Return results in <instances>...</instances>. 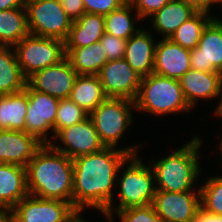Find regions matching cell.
Instances as JSON below:
<instances>
[{
	"mask_svg": "<svg viewBox=\"0 0 222 222\" xmlns=\"http://www.w3.org/2000/svg\"><path fill=\"white\" fill-rule=\"evenodd\" d=\"M140 148L141 143L119 149L104 147L98 152L74 158L72 206L82 214L87 207L104 213L115 199L120 166L130 155H137Z\"/></svg>",
	"mask_w": 222,
	"mask_h": 222,
	"instance_id": "obj_1",
	"label": "cell"
},
{
	"mask_svg": "<svg viewBox=\"0 0 222 222\" xmlns=\"http://www.w3.org/2000/svg\"><path fill=\"white\" fill-rule=\"evenodd\" d=\"M29 195L69 202L73 195V160L43 144L26 167Z\"/></svg>",
	"mask_w": 222,
	"mask_h": 222,
	"instance_id": "obj_2",
	"label": "cell"
},
{
	"mask_svg": "<svg viewBox=\"0 0 222 222\" xmlns=\"http://www.w3.org/2000/svg\"><path fill=\"white\" fill-rule=\"evenodd\" d=\"M200 137L194 135L171 154L148 162L155 175L156 190L167 192L200 190L195 186L203 169L199 165L201 155H198L203 143Z\"/></svg>",
	"mask_w": 222,
	"mask_h": 222,
	"instance_id": "obj_3",
	"label": "cell"
},
{
	"mask_svg": "<svg viewBox=\"0 0 222 222\" xmlns=\"http://www.w3.org/2000/svg\"><path fill=\"white\" fill-rule=\"evenodd\" d=\"M116 189L118 191L114 197L117 196L119 202L113 200L104 212L111 219L120 210L152 204L156 187L155 175L150 164L146 165L138 154L130 155L119 168Z\"/></svg>",
	"mask_w": 222,
	"mask_h": 222,
	"instance_id": "obj_4",
	"label": "cell"
},
{
	"mask_svg": "<svg viewBox=\"0 0 222 222\" xmlns=\"http://www.w3.org/2000/svg\"><path fill=\"white\" fill-rule=\"evenodd\" d=\"M135 108L149 115L166 116L190 112L179 80L151 73L141 78Z\"/></svg>",
	"mask_w": 222,
	"mask_h": 222,
	"instance_id": "obj_5",
	"label": "cell"
},
{
	"mask_svg": "<svg viewBox=\"0 0 222 222\" xmlns=\"http://www.w3.org/2000/svg\"><path fill=\"white\" fill-rule=\"evenodd\" d=\"M135 101L125 98H106L89 114L94 128L105 147L117 148L123 134L128 132L133 120Z\"/></svg>",
	"mask_w": 222,
	"mask_h": 222,
	"instance_id": "obj_6",
	"label": "cell"
},
{
	"mask_svg": "<svg viewBox=\"0 0 222 222\" xmlns=\"http://www.w3.org/2000/svg\"><path fill=\"white\" fill-rule=\"evenodd\" d=\"M14 50L27 79L36 71L55 65L66 57L64 41L30 33L14 46Z\"/></svg>",
	"mask_w": 222,
	"mask_h": 222,
	"instance_id": "obj_7",
	"label": "cell"
},
{
	"mask_svg": "<svg viewBox=\"0 0 222 222\" xmlns=\"http://www.w3.org/2000/svg\"><path fill=\"white\" fill-rule=\"evenodd\" d=\"M29 33L66 41L72 25L59 0L25 1Z\"/></svg>",
	"mask_w": 222,
	"mask_h": 222,
	"instance_id": "obj_8",
	"label": "cell"
},
{
	"mask_svg": "<svg viewBox=\"0 0 222 222\" xmlns=\"http://www.w3.org/2000/svg\"><path fill=\"white\" fill-rule=\"evenodd\" d=\"M27 95L26 133L35 137L42 144H50L60 99L36 91L28 83ZM49 132H52V136L49 135Z\"/></svg>",
	"mask_w": 222,
	"mask_h": 222,
	"instance_id": "obj_9",
	"label": "cell"
},
{
	"mask_svg": "<svg viewBox=\"0 0 222 222\" xmlns=\"http://www.w3.org/2000/svg\"><path fill=\"white\" fill-rule=\"evenodd\" d=\"M17 222H69L78 211L66 201L24 197L10 211Z\"/></svg>",
	"mask_w": 222,
	"mask_h": 222,
	"instance_id": "obj_10",
	"label": "cell"
},
{
	"mask_svg": "<svg viewBox=\"0 0 222 222\" xmlns=\"http://www.w3.org/2000/svg\"><path fill=\"white\" fill-rule=\"evenodd\" d=\"M50 145L72 160L82 155L98 152L105 147L89 117L75 125L60 129L54 135Z\"/></svg>",
	"mask_w": 222,
	"mask_h": 222,
	"instance_id": "obj_11",
	"label": "cell"
},
{
	"mask_svg": "<svg viewBox=\"0 0 222 222\" xmlns=\"http://www.w3.org/2000/svg\"><path fill=\"white\" fill-rule=\"evenodd\" d=\"M152 205L163 222H193L201 210L200 190H156Z\"/></svg>",
	"mask_w": 222,
	"mask_h": 222,
	"instance_id": "obj_12",
	"label": "cell"
},
{
	"mask_svg": "<svg viewBox=\"0 0 222 222\" xmlns=\"http://www.w3.org/2000/svg\"><path fill=\"white\" fill-rule=\"evenodd\" d=\"M97 76L107 98H125L132 101L137 98L142 77L124 58L109 60Z\"/></svg>",
	"mask_w": 222,
	"mask_h": 222,
	"instance_id": "obj_13",
	"label": "cell"
},
{
	"mask_svg": "<svg viewBox=\"0 0 222 222\" xmlns=\"http://www.w3.org/2000/svg\"><path fill=\"white\" fill-rule=\"evenodd\" d=\"M191 69L222 73V17L219 15L205 27L197 47L190 50Z\"/></svg>",
	"mask_w": 222,
	"mask_h": 222,
	"instance_id": "obj_14",
	"label": "cell"
},
{
	"mask_svg": "<svg viewBox=\"0 0 222 222\" xmlns=\"http://www.w3.org/2000/svg\"><path fill=\"white\" fill-rule=\"evenodd\" d=\"M185 101L193 110L200 99H217L213 113L215 116L219 113L222 105V73L204 72L190 69L179 80ZM219 98V99H218ZM199 100V101H198Z\"/></svg>",
	"mask_w": 222,
	"mask_h": 222,
	"instance_id": "obj_15",
	"label": "cell"
},
{
	"mask_svg": "<svg viewBox=\"0 0 222 222\" xmlns=\"http://www.w3.org/2000/svg\"><path fill=\"white\" fill-rule=\"evenodd\" d=\"M76 77V71L65 57L55 65L36 71L27 83L36 91L64 99L69 98Z\"/></svg>",
	"mask_w": 222,
	"mask_h": 222,
	"instance_id": "obj_16",
	"label": "cell"
},
{
	"mask_svg": "<svg viewBox=\"0 0 222 222\" xmlns=\"http://www.w3.org/2000/svg\"><path fill=\"white\" fill-rule=\"evenodd\" d=\"M153 73L180 80L191 69L190 49L169 39L156 40Z\"/></svg>",
	"mask_w": 222,
	"mask_h": 222,
	"instance_id": "obj_17",
	"label": "cell"
},
{
	"mask_svg": "<svg viewBox=\"0 0 222 222\" xmlns=\"http://www.w3.org/2000/svg\"><path fill=\"white\" fill-rule=\"evenodd\" d=\"M42 145L25 131L0 130V163L26 168Z\"/></svg>",
	"mask_w": 222,
	"mask_h": 222,
	"instance_id": "obj_18",
	"label": "cell"
},
{
	"mask_svg": "<svg viewBox=\"0 0 222 222\" xmlns=\"http://www.w3.org/2000/svg\"><path fill=\"white\" fill-rule=\"evenodd\" d=\"M148 28L140 29L132 35L126 43L124 59L141 77L153 73L155 47L153 31Z\"/></svg>",
	"mask_w": 222,
	"mask_h": 222,
	"instance_id": "obj_19",
	"label": "cell"
},
{
	"mask_svg": "<svg viewBox=\"0 0 222 222\" xmlns=\"http://www.w3.org/2000/svg\"><path fill=\"white\" fill-rule=\"evenodd\" d=\"M29 195L26 168L0 163V212H9Z\"/></svg>",
	"mask_w": 222,
	"mask_h": 222,
	"instance_id": "obj_20",
	"label": "cell"
},
{
	"mask_svg": "<svg viewBox=\"0 0 222 222\" xmlns=\"http://www.w3.org/2000/svg\"><path fill=\"white\" fill-rule=\"evenodd\" d=\"M197 11L181 0H170L159 11L150 16L151 28L160 34L162 39H169L176 29L191 18ZM152 17V18H151Z\"/></svg>",
	"mask_w": 222,
	"mask_h": 222,
	"instance_id": "obj_21",
	"label": "cell"
},
{
	"mask_svg": "<svg viewBox=\"0 0 222 222\" xmlns=\"http://www.w3.org/2000/svg\"><path fill=\"white\" fill-rule=\"evenodd\" d=\"M104 24L103 15L84 13L72 22L65 48H80L100 41L105 33Z\"/></svg>",
	"mask_w": 222,
	"mask_h": 222,
	"instance_id": "obj_22",
	"label": "cell"
},
{
	"mask_svg": "<svg viewBox=\"0 0 222 222\" xmlns=\"http://www.w3.org/2000/svg\"><path fill=\"white\" fill-rule=\"evenodd\" d=\"M27 108V85L19 92L0 95V130L26 132Z\"/></svg>",
	"mask_w": 222,
	"mask_h": 222,
	"instance_id": "obj_23",
	"label": "cell"
},
{
	"mask_svg": "<svg viewBox=\"0 0 222 222\" xmlns=\"http://www.w3.org/2000/svg\"><path fill=\"white\" fill-rule=\"evenodd\" d=\"M65 54L77 75H97L108 62L100 41L80 48H65Z\"/></svg>",
	"mask_w": 222,
	"mask_h": 222,
	"instance_id": "obj_24",
	"label": "cell"
},
{
	"mask_svg": "<svg viewBox=\"0 0 222 222\" xmlns=\"http://www.w3.org/2000/svg\"><path fill=\"white\" fill-rule=\"evenodd\" d=\"M69 98L90 114L107 97L97 75H77Z\"/></svg>",
	"mask_w": 222,
	"mask_h": 222,
	"instance_id": "obj_25",
	"label": "cell"
},
{
	"mask_svg": "<svg viewBox=\"0 0 222 222\" xmlns=\"http://www.w3.org/2000/svg\"><path fill=\"white\" fill-rule=\"evenodd\" d=\"M26 85L27 78L19 66L14 47L0 46V95L19 92Z\"/></svg>",
	"mask_w": 222,
	"mask_h": 222,
	"instance_id": "obj_26",
	"label": "cell"
},
{
	"mask_svg": "<svg viewBox=\"0 0 222 222\" xmlns=\"http://www.w3.org/2000/svg\"><path fill=\"white\" fill-rule=\"evenodd\" d=\"M28 34L25 7L0 11V46L14 47Z\"/></svg>",
	"mask_w": 222,
	"mask_h": 222,
	"instance_id": "obj_27",
	"label": "cell"
},
{
	"mask_svg": "<svg viewBox=\"0 0 222 222\" xmlns=\"http://www.w3.org/2000/svg\"><path fill=\"white\" fill-rule=\"evenodd\" d=\"M104 18L105 33L120 39L128 40L142 28H135L138 23L136 21L141 20V18L129 1L104 16Z\"/></svg>",
	"mask_w": 222,
	"mask_h": 222,
	"instance_id": "obj_28",
	"label": "cell"
},
{
	"mask_svg": "<svg viewBox=\"0 0 222 222\" xmlns=\"http://www.w3.org/2000/svg\"><path fill=\"white\" fill-rule=\"evenodd\" d=\"M213 18L212 13L197 11L176 29L170 39L183 48L194 49L197 47L205 27Z\"/></svg>",
	"mask_w": 222,
	"mask_h": 222,
	"instance_id": "obj_29",
	"label": "cell"
},
{
	"mask_svg": "<svg viewBox=\"0 0 222 222\" xmlns=\"http://www.w3.org/2000/svg\"><path fill=\"white\" fill-rule=\"evenodd\" d=\"M201 184V210L222 216V176H211Z\"/></svg>",
	"mask_w": 222,
	"mask_h": 222,
	"instance_id": "obj_30",
	"label": "cell"
},
{
	"mask_svg": "<svg viewBox=\"0 0 222 222\" xmlns=\"http://www.w3.org/2000/svg\"><path fill=\"white\" fill-rule=\"evenodd\" d=\"M88 117L89 114L70 98L60 99L55 126L53 127V138L60 129L75 125Z\"/></svg>",
	"mask_w": 222,
	"mask_h": 222,
	"instance_id": "obj_31",
	"label": "cell"
},
{
	"mask_svg": "<svg viewBox=\"0 0 222 222\" xmlns=\"http://www.w3.org/2000/svg\"><path fill=\"white\" fill-rule=\"evenodd\" d=\"M100 214L109 222H114L117 218L119 219L118 222H163L155 212L152 204L120 210L113 219L104 213Z\"/></svg>",
	"mask_w": 222,
	"mask_h": 222,
	"instance_id": "obj_32",
	"label": "cell"
},
{
	"mask_svg": "<svg viewBox=\"0 0 222 222\" xmlns=\"http://www.w3.org/2000/svg\"><path fill=\"white\" fill-rule=\"evenodd\" d=\"M100 42L108 61L124 58L127 40L104 33Z\"/></svg>",
	"mask_w": 222,
	"mask_h": 222,
	"instance_id": "obj_33",
	"label": "cell"
},
{
	"mask_svg": "<svg viewBox=\"0 0 222 222\" xmlns=\"http://www.w3.org/2000/svg\"><path fill=\"white\" fill-rule=\"evenodd\" d=\"M85 13L106 16L120 8L128 0H82Z\"/></svg>",
	"mask_w": 222,
	"mask_h": 222,
	"instance_id": "obj_34",
	"label": "cell"
},
{
	"mask_svg": "<svg viewBox=\"0 0 222 222\" xmlns=\"http://www.w3.org/2000/svg\"><path fill=\"white\" fill-rule=\"evenodd\" d=\"M133 8L137 11L140 18L146 20L150 18L155 12L159 11L170 0H128Z\"/></svg>",
	"mask_w": 222,
	"mask_h": 222,
	"instance_id": "obj_35",
	"label": "cell"
},
{
	"mask_svg": "<svg viewBox=\"0 0 222 222\" xmlns=\"http://www.w3.org/2000/svg\"><path fill=\"white\" fill-rule=\"evenodd\" d=\"M67 16L72 20H78L84 13L82 0H59Z\"/></svg>",
	"mask_w": 222,
	"mask_h": 222,
	"instance_id": "obj_36",
	"label": "cell"
},
{
	"mask_svg": "<svg viewBox=\"0 0 222 222\" xmlns=\"http://www.w3.org/2000/svg\"><path fill=\"white\" fill-rule=\"evenodd\" d=\"M25 7V0H0V11Z\"/></svg>",
	"mask_w": 222,
	"mask_h": 222,
	"instance_id": "obj_37",
	"label": "cell"
},
{
	"mask_svg": "<svg viewBox=\"0 0 222 222\" xmlns=\"http://www.w3.org/2000/svg\"><path fill=\"white\" fill-rule=\"evenodd\" d=\"M193 7L196 11L208 13V0H181Z\"/></svg>",
	"mask_w": 222,
	"mask_h": 222,
	"instance_id": "obj_38",
	"label": "cell"
},
{
	"mask_svg": "<svg viewBox=\"0 0 222 222\" xmlns=\"http://www.w3.org/2000/svg\"><path fill=\"white\" fill-rule=\"evenodd\" d=\"M204 222H222V216L204 212Z\"/></svg>",
	"mask_w": 222,
	"mask_h": 222,
	"instance_id": "obj_39",
	"label": "cell"
},
{
	"mask_svg": "<svg viewBox=\"0 0 222 222\" xmlns=\"http://www.w3.org/2000/svg\"><path fill=\"white\" fill-rule=\"evenodd\" d=\"M0 222H17L10 212H0Z\"/></svg>",
	"mask_w": 222,
	"mask_h": 222,
	"instance_id": "obj_40",
	"label": "cell"
},
{
	"mask_svg": "<svg viewBox=\"0 0 222 222\" xmlns=\"http://www.w3.org/2000/svg\"><path fill=\"white\" fill-rule=\"evenodd\" d=\"M81 213L78 212L69 222H88L84 216L80 215Z\"/></svg>",
	"mask_w": 222,
	"mask_h": 222,
	"instance_id": "obj_41",
	"label": "cell"
},
{
	"mask_svg": "<svg viewBox=\"0 0 222 222\" xmlns=\"http://www.w3.org/2000/svg\"><path fill=\"white\" fill-rule=\"evenodd\" d=\"M221 3H222V0H208V13L212 12L211 8H212L213 4L218 6Z\"/></svg>",
	"mask_w": 222,
	"mask_h": 222,
	"instance_id": "obj_42",
	"label": "cell"
},
{
	"mask_svg": "<svg viewBox=\"0 0 222 222\" xmlns=\"http://www.w3.org/2000/svg\"><path fill=\"white\" fill-rule=\"evenodd\" d=\"M193 222H204V211L200 210L198 216Z\"/></svg>",
	"mask_w": 222,
	"mask_h": 222,
	"instance_id": "obj_43",
	"label": "cell"
},
{
	"mask_svg": "<svg viewBox=\"0 0 222 222\" xmlns=\"http://www.w3.org/2000/svg\"><path fill=\"white\" fill-rule=\"evenodd\" d=\"M221 136H222V135H221ZM220 139H221V140L219 141L220 143H219V146H218V147H219V151H220V153H221V155H222V138L220 137Z\"/></svg>",
	"mask_w": 222,
	"mask_h": 222,
	"instance_id": "obj_44",
	"label": "cell"
},
{
	"mask_svg": "<svg viewBox=\"0 0 222 222\" xmlns=\"http://www.w3.org/2000/svg\"><path fill=\"white\" fill-rule=\"evenodd\" d=\"M216 117L218 119L221 117V119H222V105H221V109H220L219 113L216 115Z\"/></svg>",
	"mask_w": 222,
	"mask_h": 222,
	"instance_id": "obj_45",
	"label": "cell"
}]
</instances>
